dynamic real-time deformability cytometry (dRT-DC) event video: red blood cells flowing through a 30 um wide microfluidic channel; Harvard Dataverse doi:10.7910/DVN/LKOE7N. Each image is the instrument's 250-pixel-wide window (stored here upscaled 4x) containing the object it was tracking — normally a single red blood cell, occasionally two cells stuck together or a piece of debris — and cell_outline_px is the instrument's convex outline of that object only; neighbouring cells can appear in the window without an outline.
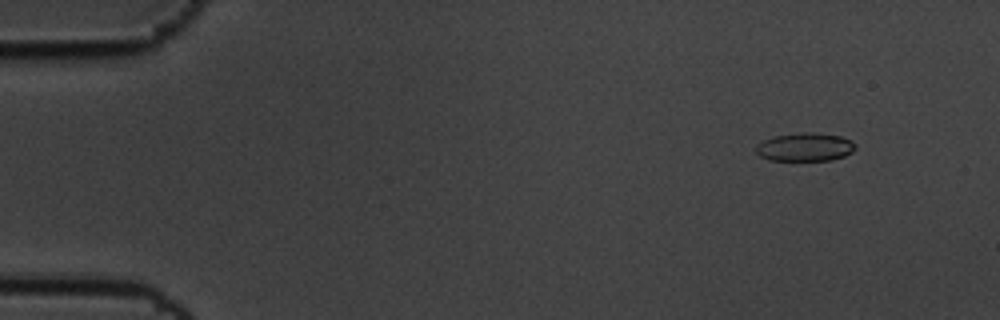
{"species": "common noctule bat (a hibernating species)", "species_latin": "Nyctalus noctula", "temperature_condition": "cold", "stored_images_in_passage": 5, "camera_frame_rate_fps": 3000, "um_per_image_px": 0.085, "animal": {"sex": "male", "body_mass_g": 19.5, "forearm_length_mm": 54.6}, "frame": {"image": 1, "passage_image": 2, "time_ms": 0.333, "image_size_px": [1000, 320], "cell_outline_px": [[856, 148], [852, 152], [844, 156], [832, 160], [768, 160], [760, 156], [756, 152], [756, 144], [772, 136], [800, 132], [812, 132], [840, 136], [852, 140], [856, 144]], "centroid_in_image_um": [68.43, 12.49], "position_along_channel_um": 16.6, "area_um2": 16.59}}